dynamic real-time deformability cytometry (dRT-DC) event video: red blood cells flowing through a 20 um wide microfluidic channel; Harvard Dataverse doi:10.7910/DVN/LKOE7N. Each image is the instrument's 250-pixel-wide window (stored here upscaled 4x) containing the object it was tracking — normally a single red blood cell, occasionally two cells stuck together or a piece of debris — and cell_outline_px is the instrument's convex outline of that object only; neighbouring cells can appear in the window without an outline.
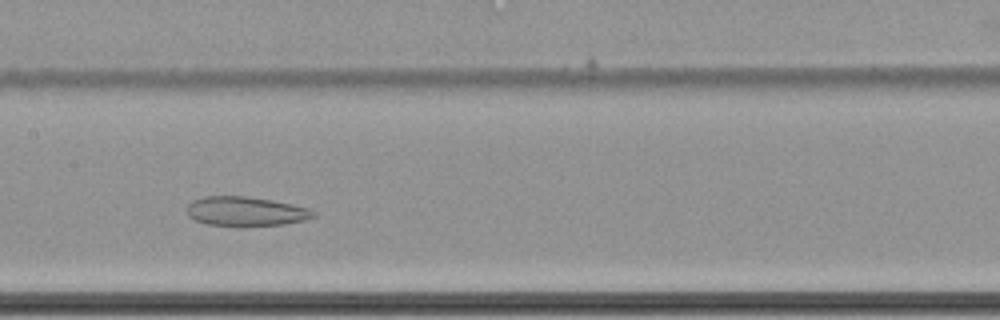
{"species": "common noctule bat (a hibernating species)", "species_latin": "Nyctalus noctula", "temperature_condition": "cold", "stored_images_in_passage": 54, "camera_frame_rate_fps": 3000, "um_per_image_px": 0.085, "animal": {"sex": "female", "body_mass_g": 22.7, "forearm_length_mm": 54.2}, "frame": {"image": 1, "passage_image": 25, "time_ms": 8.0, "image_size_px": [1000, 320], "cell_outline_px": [[316, 216], [308, 220], [284, 224], [244, 228], [236, 228], [208, 224], [196, 220], [188, 216], [188, 204], [192, 200], [204, 196], [244, 196], [272, 200], [308, 208], [316, 212]], "centroid_in_image_um": [20.9, 18.0], "position_along_channel_um": 186.5, "area_um2": 22.25}}
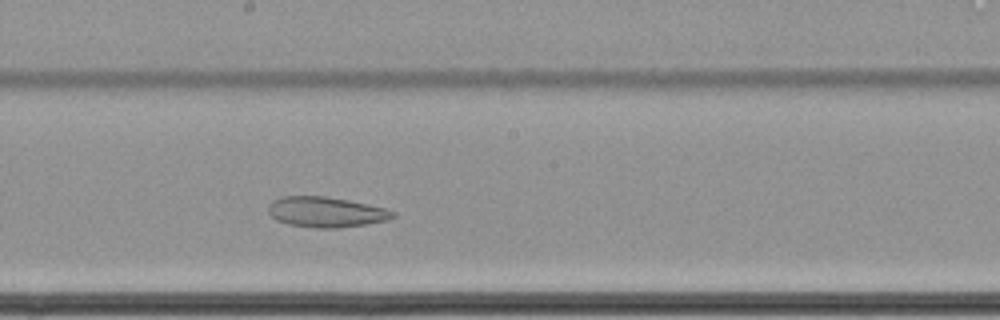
{"frame": {"image": 2, "passage_image": 28, "time_ms": 9.0, "image_size_px": [1000, 320], "cell_outline_px": [[396, 216], [388, 220], [364, 224], [336, 228], [316, 228], [288, 224], [276, 220], [268, 212], [268, 208], [272, 200], [284, 196], [324, 196], [348, 200], [368, 204], [384, 208], [396, 212]], "centroid_in_image_um": [27.7, 18.02], "position_along_channel_um": 220.5, "area_um2": 21.96}}
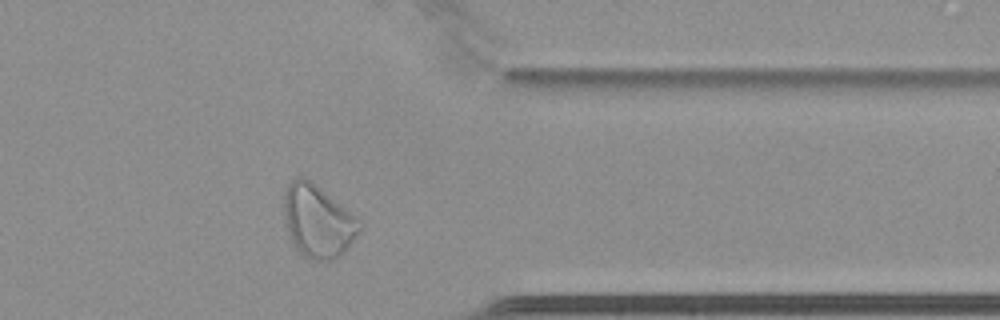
{"frame": {"image": 3, "passage_image": 43, "time_ms": 14.0, "image_size_px": [1000, 320], "cell_outline_px": [[360, 232], [344, 252], [340, 256], [332, 260], [312, 260], [304, 256], [296, 248], [288, 232], [284, 212], [284, 188], [296, 176], [304, 176], [316, 184], [356, 216], [360, 228]], "centroid_in_image_um": [27.0, 18.78], "position_along_channel_um": 384.4, "area_um2": 31.79}}